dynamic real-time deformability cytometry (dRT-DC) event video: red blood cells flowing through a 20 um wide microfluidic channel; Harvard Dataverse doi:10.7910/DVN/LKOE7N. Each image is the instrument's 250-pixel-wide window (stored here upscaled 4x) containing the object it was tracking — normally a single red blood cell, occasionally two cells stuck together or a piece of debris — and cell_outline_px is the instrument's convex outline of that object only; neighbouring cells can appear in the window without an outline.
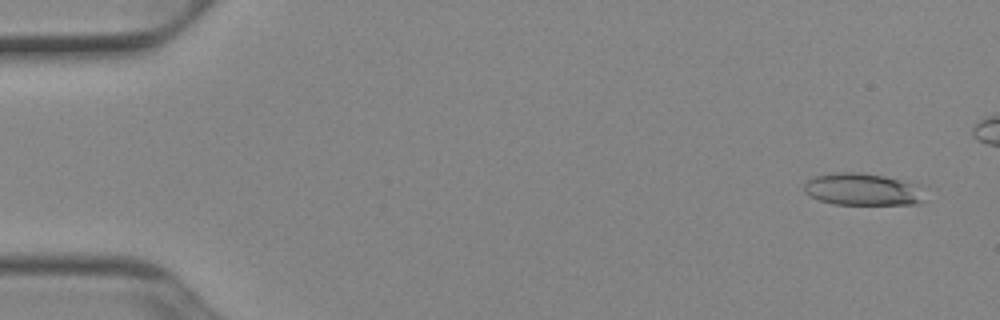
{"species": "Egyptian fruit bat (a non-hibernating species)", "species_latin": "Rousettus aegyptiacus", "temperature_condition": "cold", "stored_images_in_passage": 46, "camera_frame_rate_fps": 3000, "um_per_image_px": 0.085, "animal": {"sex": "female"}, "frame": {"image": 1, "passage_image": 3, "time_ms": 0.667, "image_size_px": [1000, 320], "cell_outline_px": [[924, 200], [920, 204], [832, 204], [808, 196], [804, 192], [804, 184], [808, 180], [816, 176], [836, 172], [860, 172], [884, 176], [920, 184]], "centroid_in_image_um": [73.33, 16.1], "position_along_channel_um": 11.7, "area_um2": 22.77}}
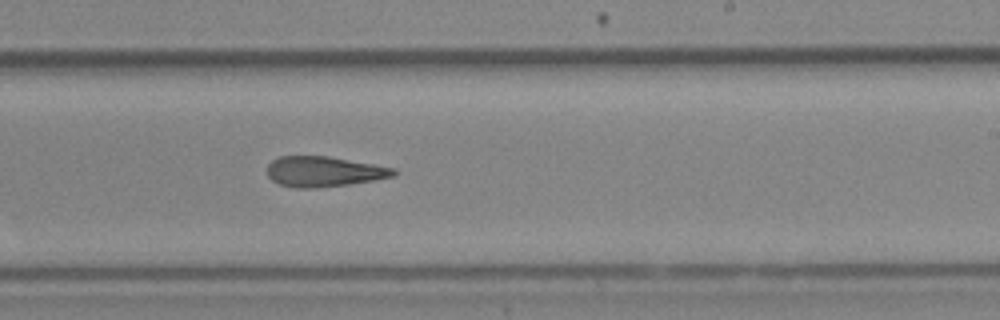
{"frame": {"image": 2, "passage_image": 32, "time_ms": 10.333, "image_size_px": [1000, 320], "cell_outline_px": [[400, 172], [396, 176], [376, 180], [348, 184], [316, 188], [296, 188], [280, 184], [272, 180], [268, 176], [268, 164], [272, 160], [280, 156], [328, 156], [396, 168]], "centroid_in_image_um": [27.58, 14.58], "position_along_channel_um": 261.4, "area_um2": 22.48}}
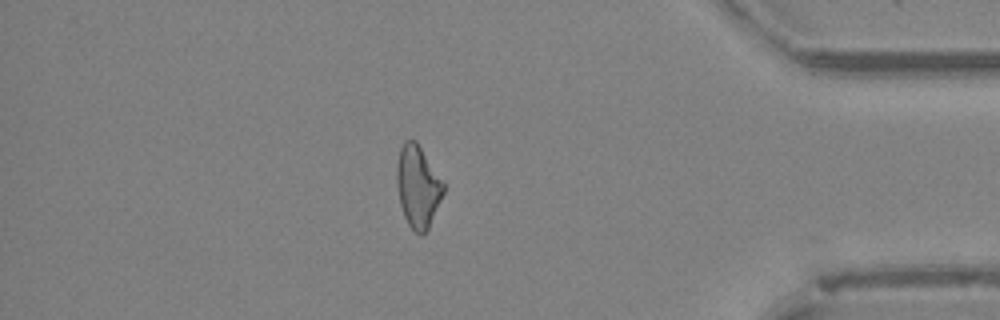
{"frame": {"image": 3, "passage_image": 45, "time_ms": 14.667, "image_size_px": [1000, 320], "cell_outline_px": [[444, 192], [428, 228], [420, 236], [408, 224], [404, 216], [400, 204], [396, 184], [396, 164], [400, 148], [404, 140], [416, 140], [444, 184]], "centroid_in_image_um": [35.48, 15.84], "position_along_channel_um": 399.7, "area_um2": 22.08}}